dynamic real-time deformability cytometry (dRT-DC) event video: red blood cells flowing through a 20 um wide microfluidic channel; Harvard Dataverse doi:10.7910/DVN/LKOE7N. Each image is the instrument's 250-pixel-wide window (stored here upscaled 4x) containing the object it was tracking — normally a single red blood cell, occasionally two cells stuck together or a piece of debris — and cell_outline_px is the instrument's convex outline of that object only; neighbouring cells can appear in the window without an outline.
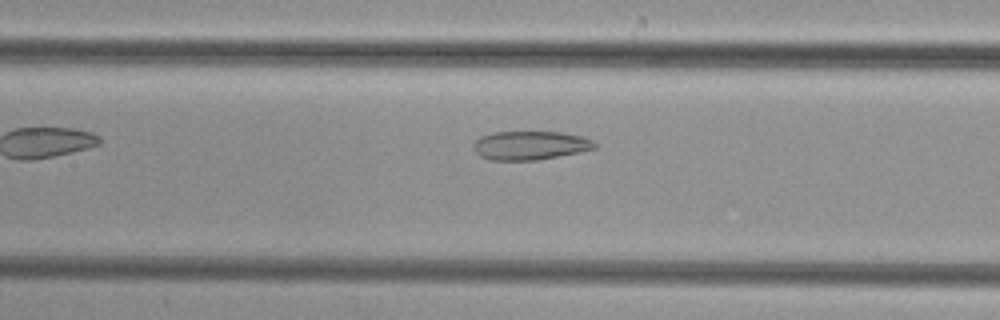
{"species": "common noctule bat (a hibernating species)", "species_latin": "Nyctalus noctula", "temperature_condition": "cold", "stored_images_in_passage": 31, "camera_frame_rate_fps": 3000, "um_per_image_px": 0.085, "animal": {"sex": "female", "body_mass_g": 29.2, "forearm_length_mm": 56.3}, "frame": {"image": 1, "passage_image": 8, "time_ms": 2.333, "image_size_px": [1000, 320], "cell_outline_px": [[596, 148], [580, 152], [536, 160], [492, 160], [480, 156], [472, 148], [472, 144], [480, 136], [492, 132], [560, 132], [580, 136], [592, 140], [596, 144]], "centroid_in_image_um": [45.02, 12.36], "position_along_channel_um": 162.4, "area_um2": 20.29}}
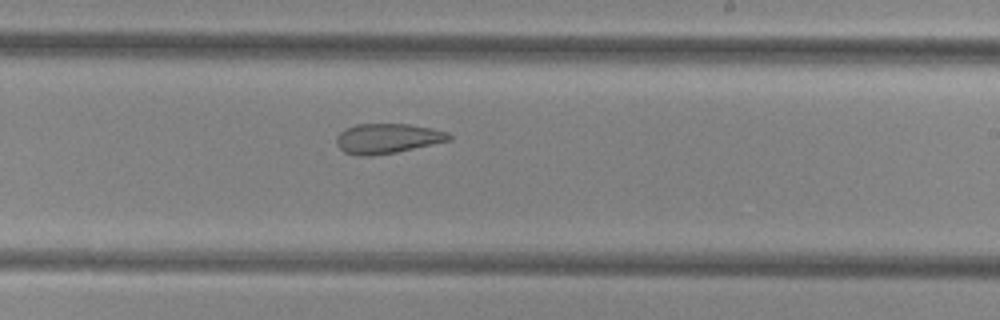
{"frame": {"image": 2, "passage_image": 15, "time_ms": 4.667, "image_size_px": [1000, 320], "cell_outline_px": [[452, 140], [396, 152], [372, 156], [356, 156], [344, 152], [336, 144], [336, 136], [340, 132], [356, 124], [408, 124], [432, 128], [448, 132], [452, 136]], "centroid_in_image_um": [32.93, 11.78], "position_along_channel_um": 256.1, "area_um2": 19.71}}
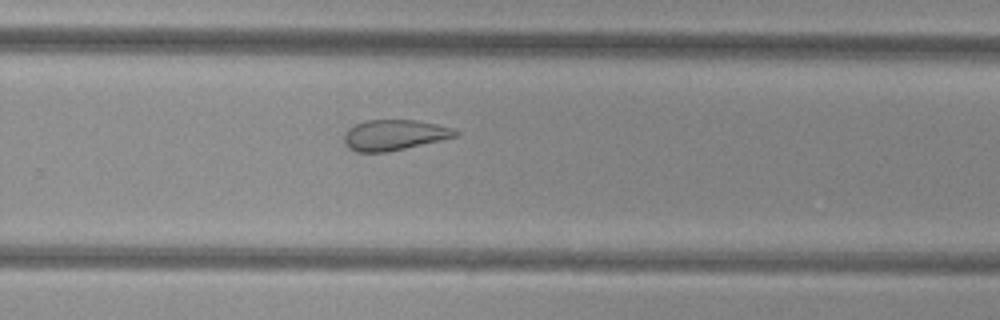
{"frame": {"image": 3, "passage_image": 18, "time_ms": 5.667, "image_size_px": [1000, 320], "cell_outline_px": [[460, 136], [388, 152], [356, 152], [348, 148], [344, 144], [344, 132], [348, 128], [364, 120], [416, 120], [436, 124], [452, 128], [460, 132]], "centroid_in_image_um": [33.51, 11.48], "position_along_channel_um": 296.3, "area_um2": 20.06}}